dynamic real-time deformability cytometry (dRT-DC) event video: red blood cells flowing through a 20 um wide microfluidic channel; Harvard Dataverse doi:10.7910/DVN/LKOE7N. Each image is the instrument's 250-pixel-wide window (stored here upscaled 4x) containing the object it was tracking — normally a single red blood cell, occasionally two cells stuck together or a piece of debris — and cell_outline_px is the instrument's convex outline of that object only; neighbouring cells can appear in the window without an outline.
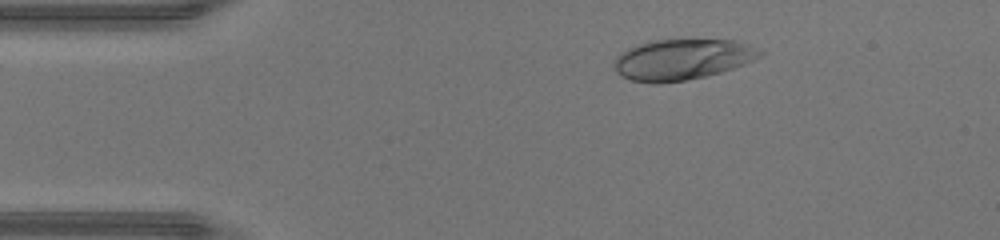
{"species": "human", "species_latin": "Homo sapiens", "temperature_condition": "warm", "stored_images_in_passage": 44, "camera_frame_rate_fps": 3000, "um_per_image_px": 0.085, "donor": {"sex": "male"}, "frame": {"image": 1, "passage_image": 6, "time_ms": 1.667, "image_size_px": [1000, 240], "cell_outline_px": [[768, 52], [744, 64], [720, 72], [704, 76], [684, 80], [660, 84], [652, 84], [632, 80], [616, 72], [612, 68], [612, 64], [616, 56], [620, 52], [636, 44], [656, 40], [736, 40], [748, 44]], "centroid_in_image_um": [57.96, 5.05], "position_along_channel_um": 27.0, "area_um2": 34.8}}
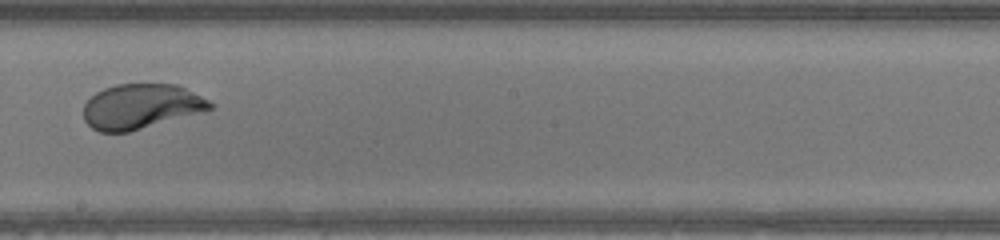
{"frame": {"image": 2, "passage_image": 24, "time_ms": 7.667, "image_size_px": [1000, 240], "cell_outline_px": [[212, 108], [128, 132], [100, 132], [92, 128], [84, 120], [84, 104], [96, 92], [104, 88], [116, 84], [176, 84], [208, 100], [212, 104]], "centroid_in_image_um": [11.91, 9.04], "position_along_channel_um": 236.3, "area_um2": 32.43}}
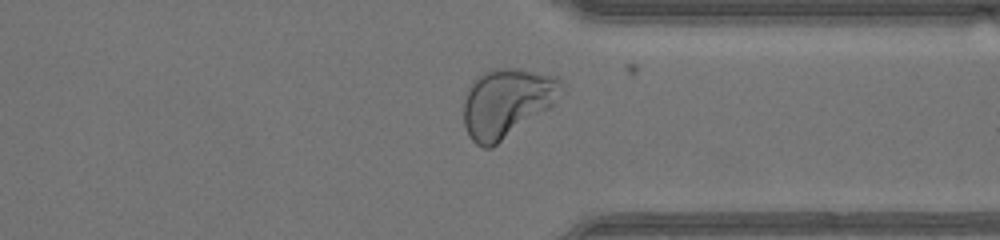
{"frame": {"image": 3, "passage_image": 33, "time_ms": 10.667, "image_size_px": [1000, 240], "cell_outline_px": [[564, 88], [552, 104], [548, 108], [492, 148], [484, 148], [476, 144], [472, 140], [464, 124], [464, 100], [472, 80], [476, 76], [492, 68], [512, 68], [556, 76], [564, 84]], "centroid_in_image_um": [43.04, 8.73], "position_along_channel_um": 368.4, "area_um2": 38.78}, "authors_computed_cell_mechanics": {"area_um2": 35.0268, "velocity_mm_per_s": 4.4746, "shape_relaxation_time_tau1_ms": 3.7327, "shape_relaxation_time_tau2_ms": null, "deformation_change_tau1": 0.2406, "deformation_change_tau2": null}}